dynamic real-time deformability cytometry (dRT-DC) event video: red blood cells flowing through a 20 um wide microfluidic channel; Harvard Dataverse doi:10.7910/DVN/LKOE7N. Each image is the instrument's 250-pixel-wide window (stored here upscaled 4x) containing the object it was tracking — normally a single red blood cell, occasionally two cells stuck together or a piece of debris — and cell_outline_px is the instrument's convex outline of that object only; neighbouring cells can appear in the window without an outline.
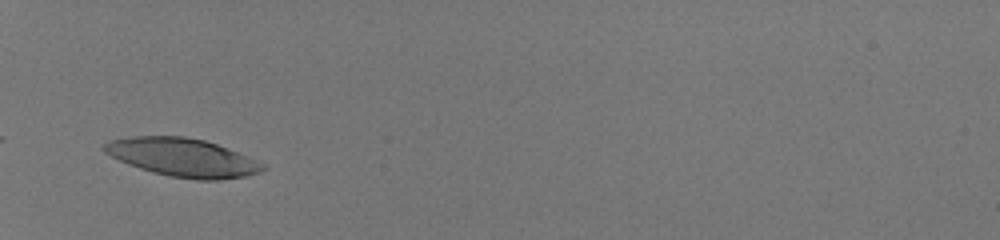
{"species": "human", "species_latin": "Homo sapiens", "temperature_condition": "room temperature", "stored_images_in_passage": 28, "camera_frame_rate_fps": 3000, "um_per_image_px": 0.085, "donor": {"sex": "male"}, "frame": {"image": 1, "passage_image": 1, "time_ms": 0.0, "image_size_px": [1000, 240], "cell_outline_px": [[268, 168], [260, 172], [244, 176], [220, 180], [196, 180], [172, 176], [152, 172], [128, 164], [104, 152], [100, 148], [108, 140], [132, 136], [184, 136], [204, 140], [216, 144], [248, 156], [264, 164]], "centroid_in_image_um": [15.51, 13.38], "position_along_channel_um": 69.5, "area_um2": 35.32}}
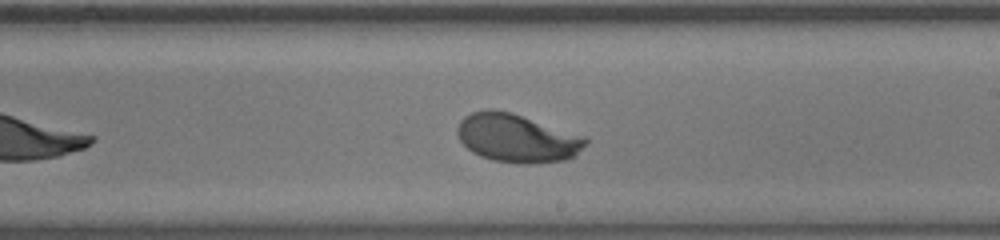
{"frame": {"image": 2, "passage_image": 15, "time_ms": 4.667, "image_size_px": [1000, 240], "cell_outline_px": [[588, 144], [576, 156], [564, 160], [536, 164], [520, 164], [492, 160], [480, 156], [472, 152], [460, 140], [456, 132], [456, 128], [460, 120], [464, 116], [472, 112], [488, 108], [492, 108], [512, 112], [588, 136]], "centroid_in_image_um": [43.99, 11.73], "position_along_channel_um": 245.0, "area_um2": 36.99}}
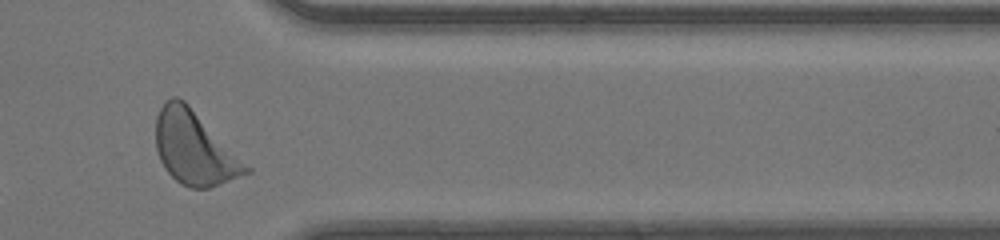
{"frame": {"image": 3, "passage_image": 26, "time_ms": 8.333, "image_size_px": [1000, 240], "cell_outline_px": [[252, 172], [208, 188], [192, 188], [180, 184], [164, 168], [160, 160], [156, 148], [156, 116], [160, 108], [172, 96], [176, 96], [184, 100], [252, 168]], "centroid_in_image_um": [16.53, 12.6], "position_along_channel_um": 394.9, "area_um2": 38.26}, "authors_computed_cell_mechanics": {"area_um2": 35.547, "velocity_mm_per_s": 4.1345, "shape_relaxation_time_tau1_ms": 2.1936, "shape_relaxation_time_tau2_ms": null, "deformation_change_tau1": 0.1808, "deformation_change_tau2": null}}